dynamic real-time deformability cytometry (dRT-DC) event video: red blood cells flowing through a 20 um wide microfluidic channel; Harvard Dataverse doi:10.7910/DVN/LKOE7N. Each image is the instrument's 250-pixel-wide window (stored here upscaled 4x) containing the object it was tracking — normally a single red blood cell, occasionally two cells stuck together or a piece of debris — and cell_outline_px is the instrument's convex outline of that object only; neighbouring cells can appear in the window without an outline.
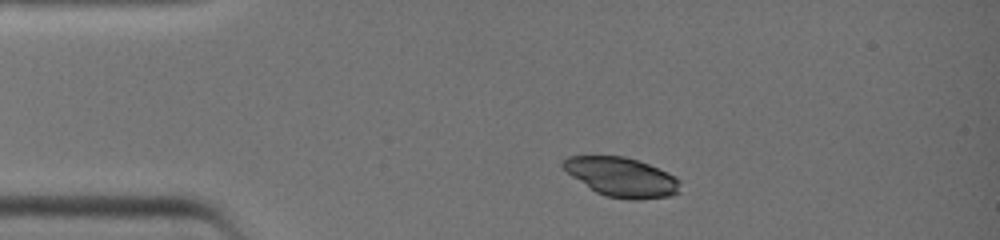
{"species": "common noctule bat (a hibernating species)", "species_latin": "Nyctalus noctula", "temperature_condition": "warm", "stored_images_in_passage": 30, "camera_frame_rate_fps": 3000, "um_per_image_px": 0.085, "animal": {"sex": "female", "body_mass_g": 19.0, "forearm_length_mm": 51.5}, "frame": {"image": 1, "passage_image": 1, "time_ms": 0.0, "image_size_px": [1000, 240], "cell_outline_px": [[680, 180], [676, 192], [668, 196], [636, 200], [628, 200], [604, 196], [596, 192], [572, 176], [560, 164], [568, 156], [624, 156], [648, 164]], "centroid_in_image_um": [52.78, 15.05], "position_along_channel_um": 32.2, "area_um2": 26.24}}
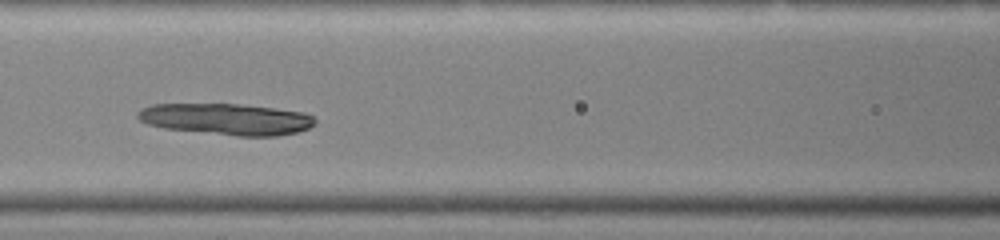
{"frame": {"image": 2, "passage_image": 11, "time_ms": 3.333, "image_size_px": [1000, 240], "cell_outline_px": [[316, 124], [308, 128], [296, 132], [276, 136], [236, 136], [164, 128], [148, 124], [140, 120], [136, 116], [136, 112], [152, 104], [240, 104], [304, 112], [312, 116], [316, 120]], "centroid_in_image_um": [19.25, 10.13], "position_along_channel_um": 147.3, "area_um2": 32.37}}
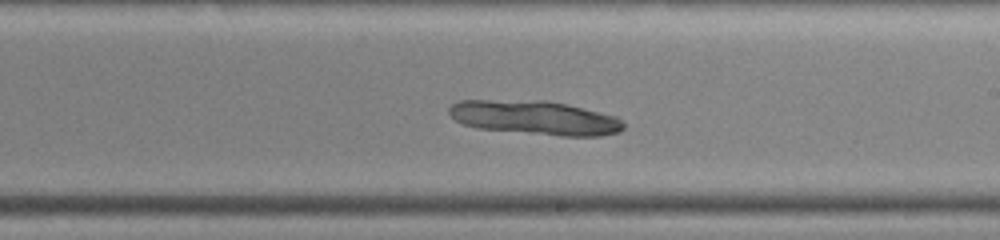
{"frame": {"image": 3, "passage_image": 17, "time_ms": 5.333, "image_size_px": [1000, 240], "cell_outline_px": [[624, 128], [620, 132], [600, 136], [560, 136], [476, 128], [464, 124], [456, 120], [448, 112], [448, 108], [452, 104], [460, 100], [544, 100], [564, 104], [616, 116], [624, 124]], "centroid_in_image_um": [45.45, 10.01], "position_along_channel_um": 243.5, "area_um2": 34.56}}